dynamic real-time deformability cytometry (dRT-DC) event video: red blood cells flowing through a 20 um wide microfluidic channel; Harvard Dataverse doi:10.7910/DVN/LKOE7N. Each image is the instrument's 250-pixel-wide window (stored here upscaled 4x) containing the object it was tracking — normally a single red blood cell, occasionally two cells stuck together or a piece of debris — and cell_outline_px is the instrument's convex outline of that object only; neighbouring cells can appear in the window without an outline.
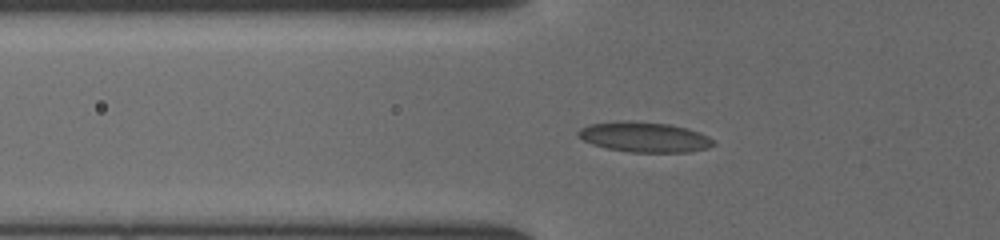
{"species": "common noctule bat (a hibernating species)", "species_latin": "Nyctalus noctula", "temperature_condition": "cold", "stored_images_in_passage": 45, "camera_frame_rate_fps": 3000, "um_per_image_px": 0.085, "animal": {"sex": "female", "body_mass_g": 19.5, "forearm_length_mm": 54.1}, "frame": {"image": 1, "passage_image": 16, "time_ms": 5.0, "image_size_px": [1000, 240], "cell_outline_px": [[716, 144], [708, 148], [688, 152], [632, 152], [608, 148], [592, 144], [584, 140], [576, 132], [580, 128], [588, 124], [624, 120], [628, 120], [668, 124], [688, 128], [700, 132], [708, 136]], "centroid_in_image_um": [54.78, 11.64], "position_along_channel_um": 71.0, "area_um2": 23.76}}
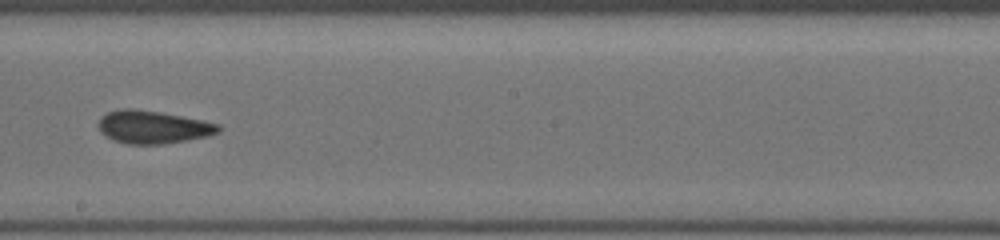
{"frame": {"image": 2, "passage_image": 28, "time_ms": 9.0, "image_size_px": [1000, 240], "cell_outline_px": [[220, 132], [208, 136], [160, 144], [128, 144], [116, 140], [100, 132], [100, 116], [108, 112], [120, 108], [136, 108], [160, 112], [220, 124]], "centroid_in_image_um": [13.0, 10.78], "position_along_channel_um": 235.2, "area_um2": 22.66}}
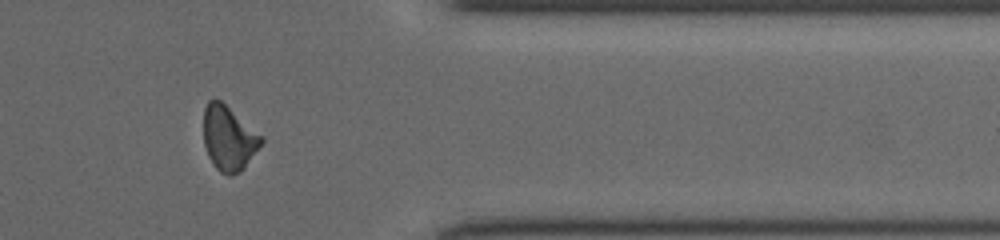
{"frame": {"image": 3, "passage_image": 40, "time_ms": 13.0, "image_size_px": [1000, 240], "cell_outline_px": [[264, 140], [244, 168], [240, 172], [232, 176], [228, 176], [220, 172], [216, 168], [208, 156], [204, 144], [204, 108], [208, 100], [220, 100], [264, 136]], "centroid_in_image_um": [19.45, 11.76], "position_along_channel_um": 392.0, "area_um2": 21.79}}